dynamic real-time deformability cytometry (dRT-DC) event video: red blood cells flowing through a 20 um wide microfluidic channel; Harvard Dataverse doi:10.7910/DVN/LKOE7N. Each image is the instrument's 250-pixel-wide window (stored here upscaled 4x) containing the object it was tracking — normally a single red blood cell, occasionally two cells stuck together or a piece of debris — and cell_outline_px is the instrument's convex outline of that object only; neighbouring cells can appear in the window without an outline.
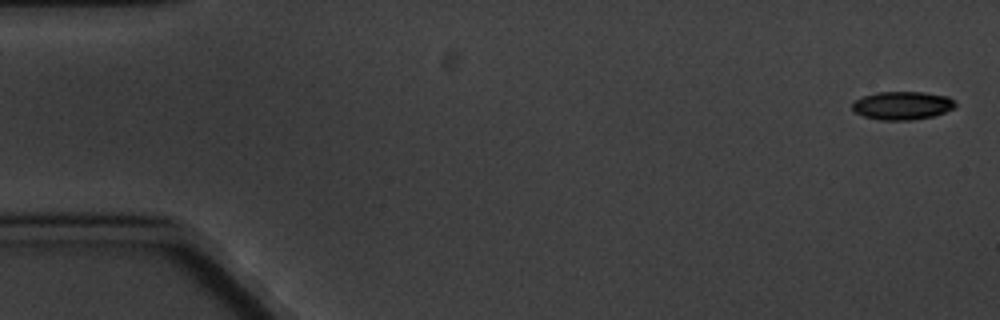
{"species": "common noctule bat (a hibernating species)", "species_latin": "Nyctalus noctula", "temperature_condition": "cold", "stored_images_in_passage": 5, "camera_frame_rate_fps": 3000, "um_per_image_px": 0.085, "animal": {"sex": "male", "body_mass_g": 20.1, "forearm_length_mm": 53.5}, "frame": {"image": 1, "passage_image": 1, "time_ms": 0.0, "image_size_px": [1000, 320], "cell_outline_px": [[956, 104], [952, 108], [944, 112], [932, 116], [912, 120], [880, 120], [864, 116], [856, 112], [852, 108], [852, 104], [856, 100], [864, 96], [876, 92], [924, 92], [948, 96]], "centroid_in_image_um": [76.68, 8.96], "position_along_channel_um": 8.3, "area_um2": 16.76}}